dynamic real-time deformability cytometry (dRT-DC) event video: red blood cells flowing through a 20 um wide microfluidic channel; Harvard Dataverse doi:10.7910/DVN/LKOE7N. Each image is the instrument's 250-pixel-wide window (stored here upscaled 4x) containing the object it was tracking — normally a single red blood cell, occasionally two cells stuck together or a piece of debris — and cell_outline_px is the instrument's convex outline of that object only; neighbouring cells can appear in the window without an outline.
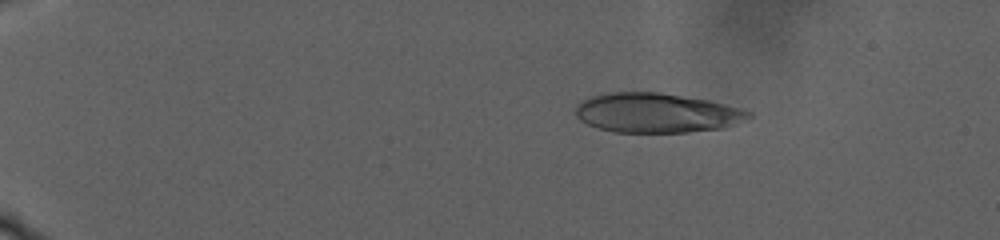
{"species": "human", "species_latin": "Homo sapiens", "temperature_condition": "warm", "stored_images_in_passage": 77, "camera_frame_rate_fps": 3000, "um_per_image_px": 0.085, "donor": {"sex": "male"}, "frame": {"image": 1, "passage_image": 17, "time_ms": 6.0, "image_size_px": [1000, 240], "cell_outline_px": [[752, 116], [732, 124], [720, 128], [688, 132], [616, 132], [596, 128], [580, 120], [576, 116], [576, 104], [592, 96], [612, 92], [660, 92], [708, 100], [744, 108], [752, 112]], "centroid_in_image_um": [55.8, 9.59], "position_along_channel_um": 29.2, "area_um2": 39.77}}
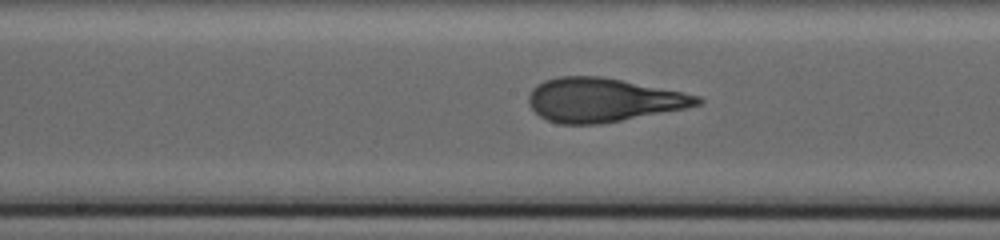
{"frame": {"image": 2, "passage_image": 51, "time_ms": 18.333, "image_size_px": [1000, 240], "cell_outline_px": [[704, 100], [700, 104], [684, 108], [600, 124], [560, 124], [548, 120], [540, 116], [528, 104], [528, 96], [532, 88], [536, 84], [544, 80], [560, 76], [600, 76], [700, 96]], "centroid_in_image_um": [51.19, 8.49], "position_along_channel_um": 197.0, "area_um2": 42.54}}
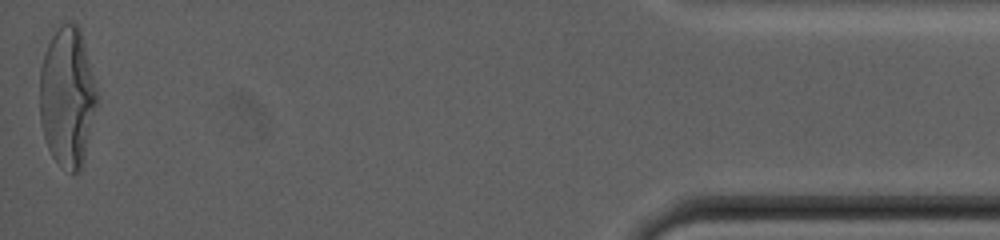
{"frame": {"image": 3, "passage_image": 77, "time_ms": 31.333, "image_size_px": [1000, 240], "cell_outline_px": [[96, 108], [84, 160], [80, 172], [72, 172], [60, 168], [52, 156], [48, 148], [40, 124], [40, 68], [48, 44], [52, 36], [60, 24], [72, 20], [80, 28], [96, 92]], "centroid_in_image_um": [5.7, 8.28], "position_along_channel_um": 429.5, "area_um2": 46.36}}